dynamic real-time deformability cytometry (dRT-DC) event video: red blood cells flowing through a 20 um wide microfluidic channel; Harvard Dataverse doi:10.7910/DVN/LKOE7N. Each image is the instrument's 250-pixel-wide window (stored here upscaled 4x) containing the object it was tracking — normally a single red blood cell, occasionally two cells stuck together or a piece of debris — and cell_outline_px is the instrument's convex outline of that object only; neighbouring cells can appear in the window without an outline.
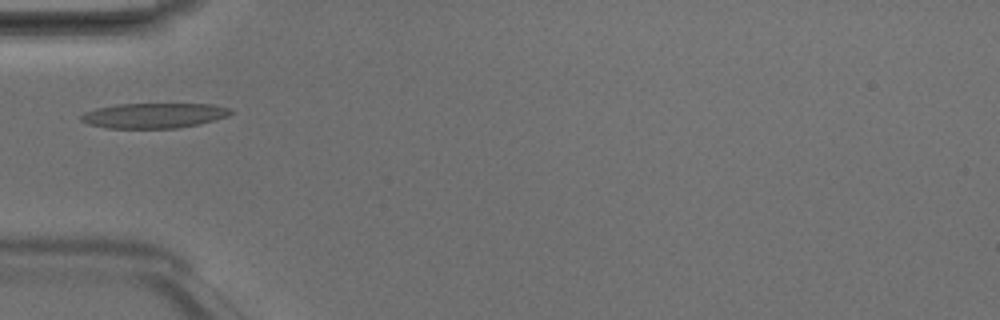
{"species": "Egyptian fruit bat (a non-hibernating species)", "species_latin": "Rousettus aegyptiacus", "temperature_condition": "room temperature", "stored_images_in_passage": 5, "camera_frame_rate_fps": 3000, "um_per_image_px": 0.085, "animal": {"sex": "male"}, "frame": {"image": 1, "passage_image": 5, "time_ms": 1.333, "image_size_px": [1000, 320], "cell_outline_px": [[236, 112], [228, 116], [180, 128], [108, 128], [88, 124], [80, 120], [80, 116], [84, 112], [96, 108], [116, 104], [212, 104], [232, 108]], "centroid_in_image_um": [13.09, 9.81], "position_along_channel_um": 71.9, "area_um2": 21.96}}